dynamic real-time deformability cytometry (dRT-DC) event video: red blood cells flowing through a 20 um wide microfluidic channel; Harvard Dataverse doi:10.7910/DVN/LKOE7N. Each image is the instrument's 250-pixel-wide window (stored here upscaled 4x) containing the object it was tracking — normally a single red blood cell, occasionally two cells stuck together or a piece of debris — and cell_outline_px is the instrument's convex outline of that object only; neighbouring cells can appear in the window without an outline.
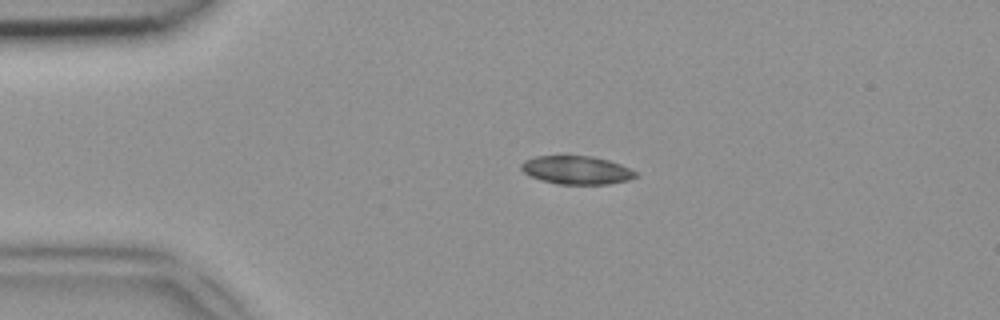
{"species": "common noctule bat (a hibernating species)", "species_latin": "Nyctalus noctula", "temperature_condition": "room temperature", "stored_images_in_passage": 38, "camera_frame_rate_fps": 3000, "um_per_image_px": 0.085, "animal": {"sex": "female", "body_mass_g": 18.4}, "frame": {"image": 1, "passage_image": 1, "time_ms": 0.0, "image_size_px": [1000, 320], "cell_outline_px": [[640, 176], [628, 180], [608, 184], [560, 184], [540, 180], [524, 172], [520, 168], [520, 164], [524, 160], [536, 156], [564, 152], [592, 156], [608, 160], [620, 164], [636, 172]], "centroid_in_image_um": [48.97, 14.4], "position_along_channel_um": 36.0, "area_um2": 19.65}}
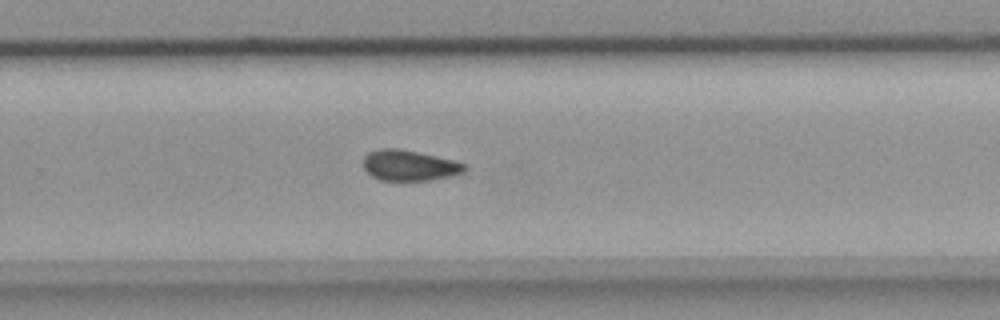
{"frame": {"image": 2, "passage_image": 22, "time_ms": 7.0, "image_size_px": [1000, 320], "cell_outline_px": [[468, 168], [464, 172], [452, 176], [432, 180], [380, 180], [372, 176], [364, 168], [364, 156], [368, 152], [380, 148], [400, 148], [436, 156], [468, 164]], "centroid_in_image_um": [34.82, 14.05], "position_along_channel_um": 295.0, "area_um2": 18.21}}
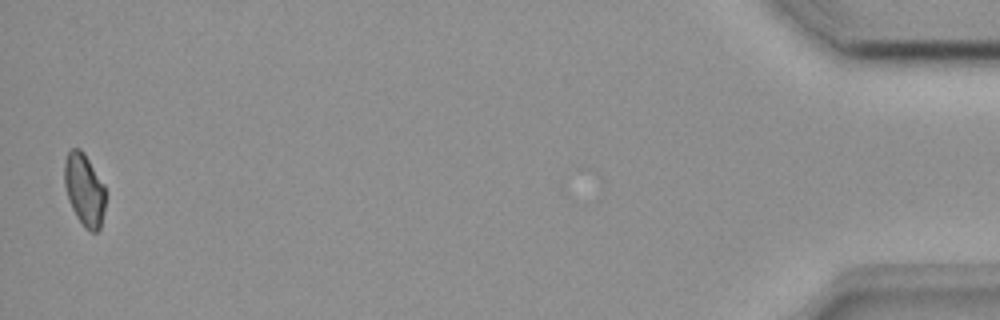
{"frame": {"image": 3, "passage_image": 38, "time_ms": 12.333, "image_size_px": [1000, 320], "cell_outline_px": [[104, 208], [100, 228], [96, 232], [92, 232], [84, 228], [76, 216], [68, 200], [64, 184], [64, 164], [68, 152], [72, 148], [80, 148], [84, 152], [104, 184]], "centroid_in_image_um": [7.15, 16.12], "position_along_channel_um": 428.1, "area_um2": 17.28}}